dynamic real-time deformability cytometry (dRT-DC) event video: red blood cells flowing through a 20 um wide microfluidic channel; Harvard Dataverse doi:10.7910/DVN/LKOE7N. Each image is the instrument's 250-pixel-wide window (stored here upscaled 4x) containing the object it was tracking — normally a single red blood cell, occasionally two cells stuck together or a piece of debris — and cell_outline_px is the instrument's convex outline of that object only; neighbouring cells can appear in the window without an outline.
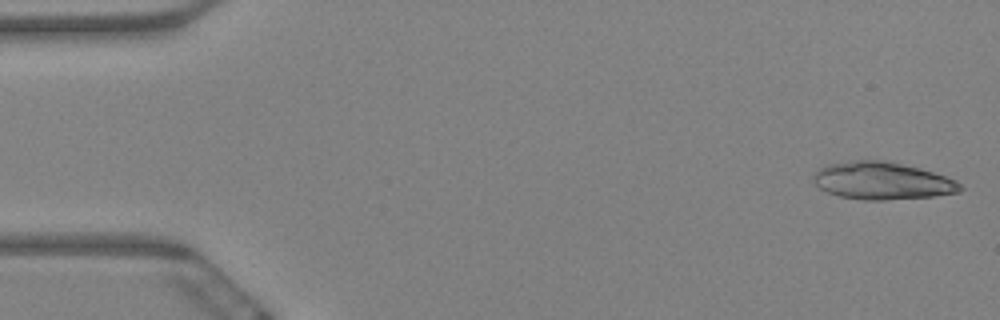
{"species": "Egyptian fruit bat (a non-hibernating species)", "species_latin": "Rousettus aegyptiacus", "temperature_condition": "warm", "stored_images_in_passage": 5, "camera_frame_rate_fps": 3000, "um_per_image_px": 0.085, "animal": {"sex": "female"}, "frame": {"image": 1, "passage_image": 1, "time_ms": 0.0, "image_size_px": [1000, 320], "cell_outline_px": [[964, 188], [960, 192], [932, 196], [884, 200], [864, 200], [840, 196], [828, 192], [820, 188], [812, 180], [812, 176], [820, 168], [828, 164], [856, 160], [884, 160], [920, 168], [956, 180]], "centroid_in_image_um": [74.98, 15.37], "position_along_channel_um": 10.0, "area_um2": 31.85}}
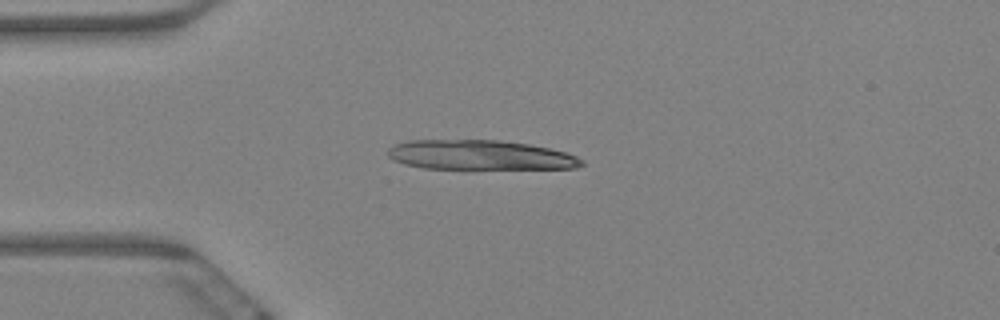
{"frame": {"image": 2, "passage_image": 5, "time_ms": 1.333, "image_size_px": [1000, 320], "cell_outline_px": [[584, 164], [576, 168], [424, 168], [404, 164], [392, 160], [388, 156], [388, 148], [392, 144], [408, 140], [500, 140], [528, 144], [568, 152], [584, 160]], "centroid_in_image_um": [40.78, 13.17], "position_along_channel_um": 44.2, "area_um2": 33.47}}